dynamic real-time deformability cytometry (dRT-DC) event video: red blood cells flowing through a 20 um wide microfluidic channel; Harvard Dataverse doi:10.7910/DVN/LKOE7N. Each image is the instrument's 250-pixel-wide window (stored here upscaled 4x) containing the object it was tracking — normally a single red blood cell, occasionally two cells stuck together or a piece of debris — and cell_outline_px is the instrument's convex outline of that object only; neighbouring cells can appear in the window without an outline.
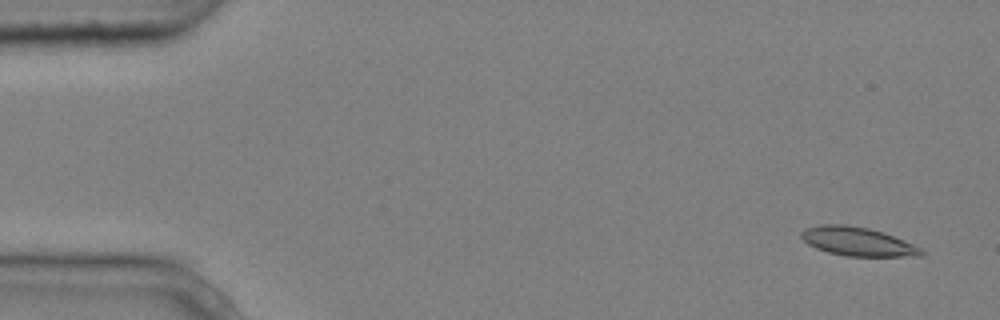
{"species": "common noctule bat (a hibernating species)", "species_latin": "Nyctalus noctula", "temperature_condition": "cold", "stored_images_in_passage": 5, "segment_of_instrument_passage": [2, 2], "camera_frame_rate_fps": 3000, "um_per_image_px": 0.085, "animal": {"sex": "male", "body_mass_g": 20.4}, "frame": {"image": 1, "passage_image": 5, "time_ms": 1.333, "image_size_px": [1000, 320], "cell_outline_px": [[924, 256], [848, 256], [828, 252], [816, 248], [808, 244], [800, 236], [800, 232], [804, 228], [820, 224], [844, 224], [868, 228], [884, 232], [912, 244], [920, 248], [924, 252]], "centroid_in_image_um": [72.86, 20.52], "position_along_channel_um": 12.1, "area_um2": 20.06}}